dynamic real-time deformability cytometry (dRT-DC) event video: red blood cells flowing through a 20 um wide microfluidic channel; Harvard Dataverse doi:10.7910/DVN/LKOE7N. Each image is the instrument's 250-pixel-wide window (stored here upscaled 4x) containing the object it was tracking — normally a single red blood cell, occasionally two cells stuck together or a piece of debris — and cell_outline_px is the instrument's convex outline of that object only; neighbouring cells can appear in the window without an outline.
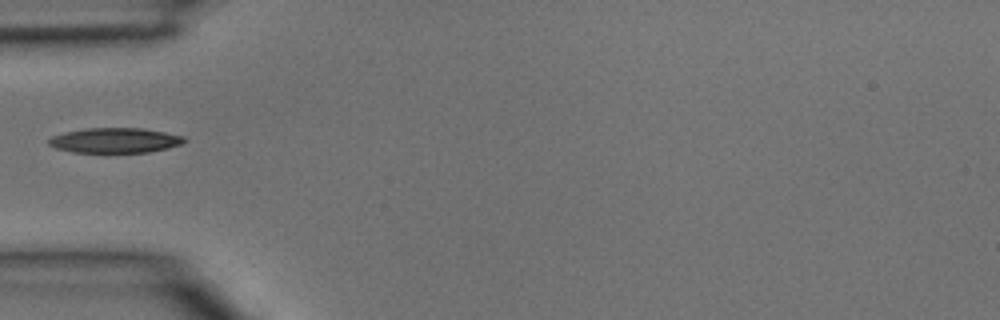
{"species": "common noctule bat (a hibernating species)", "species_latin": "Nyctalus noctula", "temperature_condition": "room temperature", "stored_images_in_passage": 3, "camera_frame_rate_fps": 3000, "um_per_image_px": 0.085, "animal": {"sex": "male", "body_mass_g": 15.6}, "frame": {"image": 1, "passage_image": 3, "time_ms": 0.667, "image_size_px": [1000, 320], "cell_outline_px": [[188, 140], [180, 144], [168, 148], [148, 152], [72, 152], [56, 148], [48, 144], [48, 140], [52, 136], [64, 132], [84, 128], [140, 128], [164, 132], [184, 136]], "centroid_in_image_um": [9.76, 11.93], "position_along_channel_um": 75.2, "area_um2": 19.71}}